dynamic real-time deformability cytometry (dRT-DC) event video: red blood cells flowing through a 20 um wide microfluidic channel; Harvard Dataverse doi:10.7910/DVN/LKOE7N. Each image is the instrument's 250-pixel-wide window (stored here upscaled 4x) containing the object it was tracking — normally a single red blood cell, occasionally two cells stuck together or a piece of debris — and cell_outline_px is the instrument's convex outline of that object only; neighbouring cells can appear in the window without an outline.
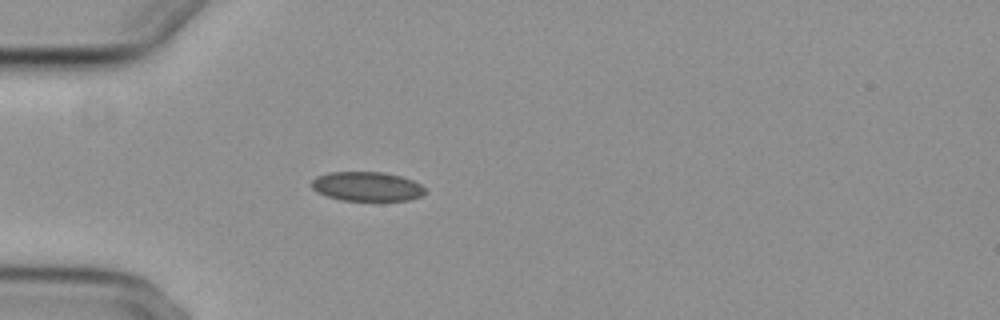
{"species": "common noctule bat (a hibernating species)", "species_latin": "Nyctalus noctula", "temperature_condition": "cold", "stored_images_in_passage": 4, "camera_frame_rate_fps": 3000, "um_per_image_px": 0.085, "animal": {"sex": "female", "body_mass_g": 29.2, "forearm_length_mm": 56.3}, "frame": {"image": 1, "passage_image": 4, "time_ms": 3.667, "image_size_px": [1000, 320], "cell_outline_px": [[428, 192], [420, 196], [408, 200], [340, 200], [316, 192], [308, 184], [316, 176], [328, 172], [384, 172], [400, 176], [412, 180], [420, 184]], "centroid_in_image_um": [31.15, 15.84], "position_along_channel_um": 53.9, "area_um2": 19.48}}